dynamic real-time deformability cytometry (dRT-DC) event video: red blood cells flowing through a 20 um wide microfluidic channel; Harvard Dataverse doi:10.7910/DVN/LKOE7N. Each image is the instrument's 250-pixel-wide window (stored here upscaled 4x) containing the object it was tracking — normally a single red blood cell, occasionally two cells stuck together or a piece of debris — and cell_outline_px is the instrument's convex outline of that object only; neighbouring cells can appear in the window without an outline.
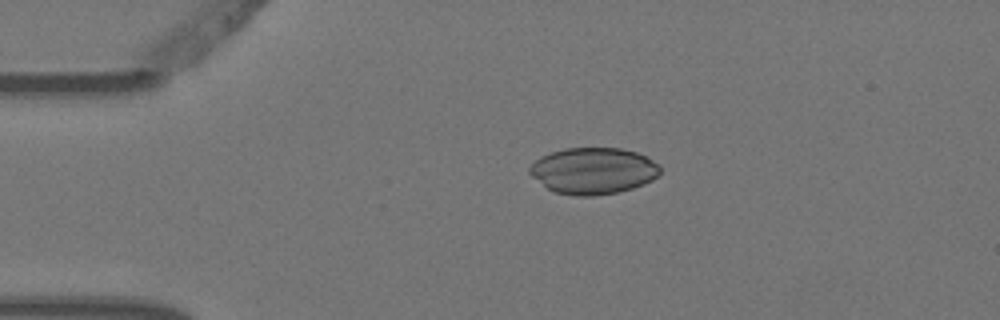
{"species": "Egyptian fruit bat (a non-hibernating species)", "species_latin": "Rousettus aegyptiacus", "temperature_condition": "warm", "stored_images_in_passage": 4, "camera_frame_rate_fps": 3000, "um_per_image_px": 0.085, "animal": {"sex": "female"}, "frame": {"image": 1, "passage_image": 3, "time_ms": 0.667, "image_size_px": [1000, 320], "cell_outline_px": [[660, 172], [652, 180], [644, 184], [632, 188], [616, 192], [592, 196], [576, 196], [556, 192], [548, 188], [532, 176], [528, 172], [528, 168], [540, 156], [564, 148], [620, 148], [636, 152], [660, 164]], "centroid_in_image_um": [50.42, 14.51], "position_along_channel_um": 34.6, "area_um2": 35.14}}